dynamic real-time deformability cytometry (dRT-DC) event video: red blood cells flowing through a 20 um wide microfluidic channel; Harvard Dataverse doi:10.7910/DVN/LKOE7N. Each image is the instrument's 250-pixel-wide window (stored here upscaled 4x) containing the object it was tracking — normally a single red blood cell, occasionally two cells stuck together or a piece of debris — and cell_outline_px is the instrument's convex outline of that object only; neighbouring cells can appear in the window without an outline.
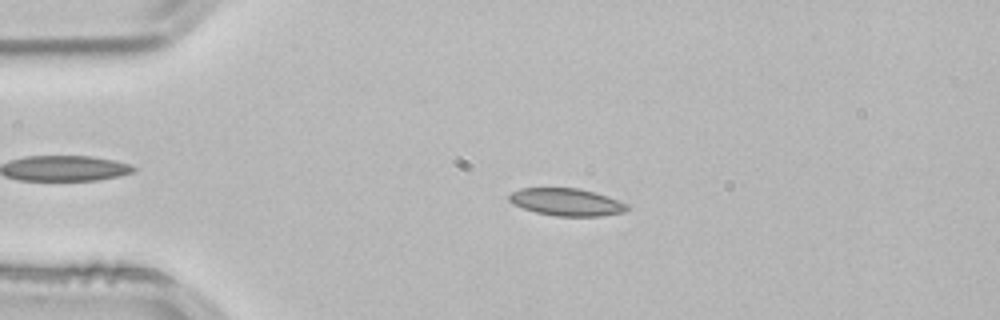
{"species": "common noctule bat (a hibernating species)", "species_latin": "Nyctalus noctula", "temperature_condition": "room temperature", "stored_images_in_passage": 52, "camera_frame_rate_fps": 3000, "um_per_image_px": 0.085, "animal": {"sex": "male", "body_mass_g": 21.5, "forearm_length_mm": 52.0}, "frame": {"image": 1, "passage_image": 11, "time_ms": 3.333, "image_size_px": [1000, 320], "cell_outline_px": [[628, 208], [624, 212], [600, 216], [556, 216], [536, 212], [512, 204], [508, 200], [508, 196], [512, 192], [520, 188], [580, 188], [628, 204]], "centroid_in_image_um": [48.11, 17.18], "position_along_channel_um": 36.9, "area_um2": 18.61}}
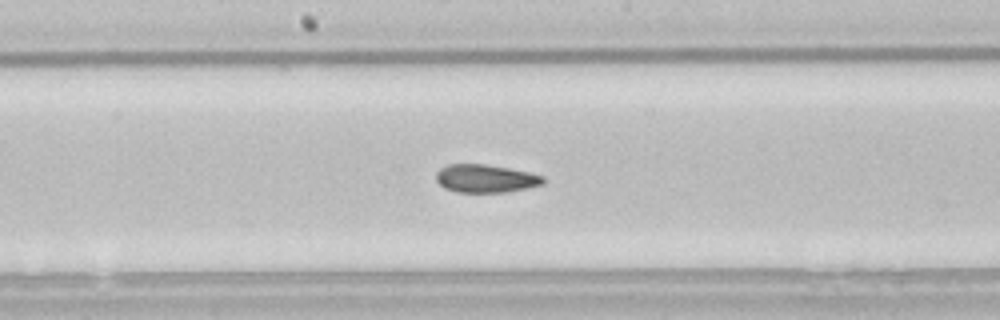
{"frame": {"image": 2, "passage_image": 27, "time_ms": 8.667, "image_size_px": [1000, 320], "cell_outline_px": [[544, 184], [528, 188], [504, 192], [456, 192], [444, 188], [436, 180], [436, 172], [440, 168], [448, 164], [484, 164], [508, 168], [528, 172], [544, 176]], "centroid_in_image_um": [41.26, 15.17], "position_along_channel_um": 206.9, "area_um2": 17.51}}
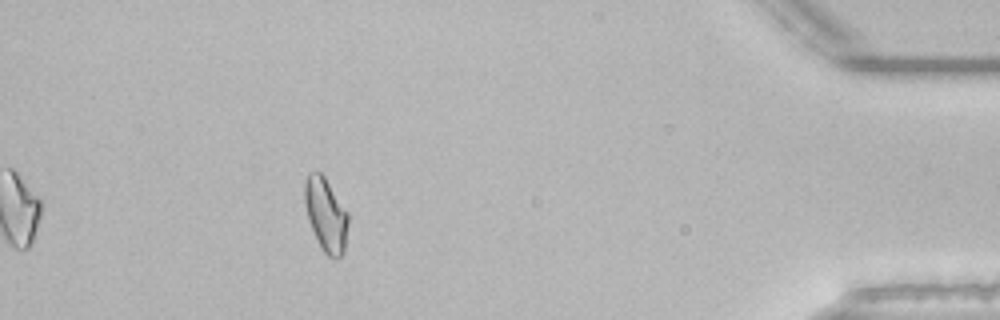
{"frame": {"image": 3, "passage_image": 47, "time_ms": 15.333, "image_size_px": [1000, 320], "cell_outline_px": [[348, 224], [344, 252], [336, 260], [332, 260], [320, 248], [308, 220], [304, 204], [304, 180], [308, 172], [320, 172], [324, 176], [348, 212]], "centroid_in_image_um": [27.68, 18.27], "position_along_channel_um": 407.5, "area_um2": 18.96}, "authors_computed_cell_mechanics": {"area_um2": 18.2937, "velocity_mm_per_s": 3.8275, "shape_relaxation_time_tau1_ms": null, "shape_relaxation_time_tau2_ms": 2.09, "deformation_change_tau1": null, "deformation_change_tau2": 0.0833}}